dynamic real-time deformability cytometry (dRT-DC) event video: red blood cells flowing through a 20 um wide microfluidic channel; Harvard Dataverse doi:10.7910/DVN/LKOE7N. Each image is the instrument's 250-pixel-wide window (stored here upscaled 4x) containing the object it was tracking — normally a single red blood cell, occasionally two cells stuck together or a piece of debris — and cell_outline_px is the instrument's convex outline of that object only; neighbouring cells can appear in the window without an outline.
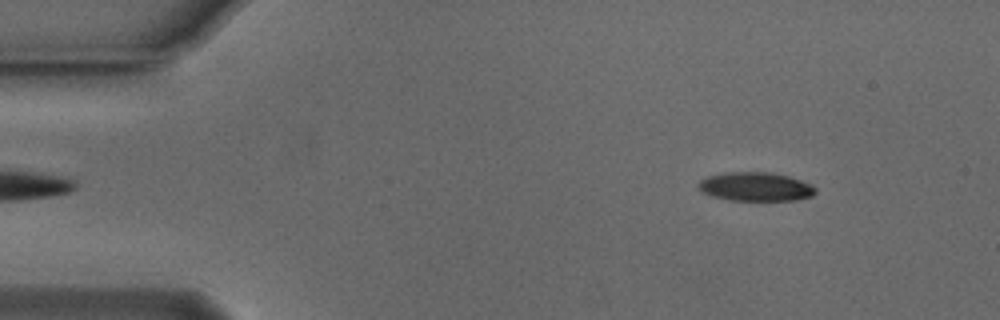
{"species": "Egyptian fruit bat (a non-hibernating species)", "species_latin": "Rousettus aegyptiacus", "temperature_condition": "cold", "stored_images_in_passage": 52, "camera_frame_rate_fps": 3000, "um_per_image_px": 0.085, "animal": {"sex": "male"}, "frame": {"image": 1, "passage_image": 5, "time_ms": 1.333, "image_size_px": [1000, 320], "cell_outline_px": [[816, 192], [812, 196], [796, 200], [732, 200], [712, 196], [696, 188], [696, 184], [700, 180], [708, 176], [724, 172], [772, 172], [788, 176], [812, 184], [816, 188]], "centroid_in_image_um": [64.22, 15.86], "position_along_channel_um": 20.8, "area_um2": 19.77}}
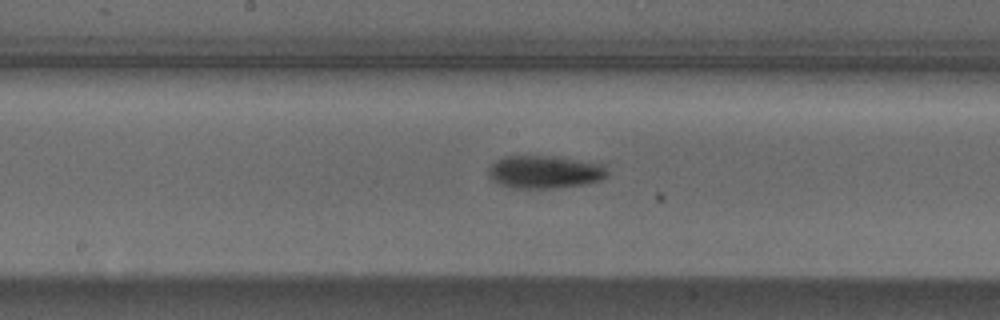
{"frame": {"image": 2, "passage_image": 26, "time_ms": 8.333, "image_size_px": [1000, 320], "cell_outline_px": [[608, 172], [600, 180], [580, 184], [556, 188], [512, 188], [500, 184], [492, 180], [488, 172], [488, 168], [496, 160], [504, 156], [556, 156], [600, 164]], "centroid_in_image_um": [46.23, 14.61], "position_along_channel_um": 202.0, "area_um2": 22.43}}
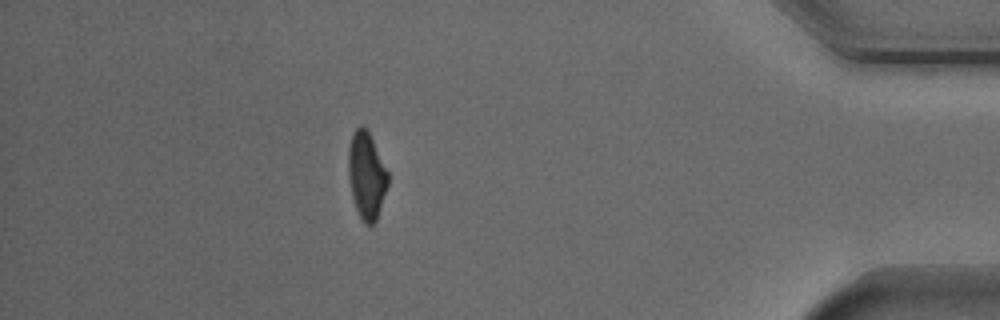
{"frame": {"image": 3, "passage_image": 46, "time_ms": 15.0, "image_size_px": [1000, 320], "cell_outline_px": [[388, 184], [376, 220], [372, 224], [364, 224], [356, 208], [352, 196], [348, 176], [348, 148], [352, 132], [360, 124], [364, 124], [388, 172]], "centroid_in_image_um": [31.13, 14.88], "position_along_channel_um": 404.1, "area_um2": 19.88}, "authors_computed_cell_mechanics": {"area_um2": 20.6924, "velocity_mm_per_s": 3.7679, "shape_relaxation_time_tau1_ms": 2.5607, "shape_relaxation_time_tau2_ms": null, "deformation_change_tau1": 0.118, "deformation_change_tau2": null}}